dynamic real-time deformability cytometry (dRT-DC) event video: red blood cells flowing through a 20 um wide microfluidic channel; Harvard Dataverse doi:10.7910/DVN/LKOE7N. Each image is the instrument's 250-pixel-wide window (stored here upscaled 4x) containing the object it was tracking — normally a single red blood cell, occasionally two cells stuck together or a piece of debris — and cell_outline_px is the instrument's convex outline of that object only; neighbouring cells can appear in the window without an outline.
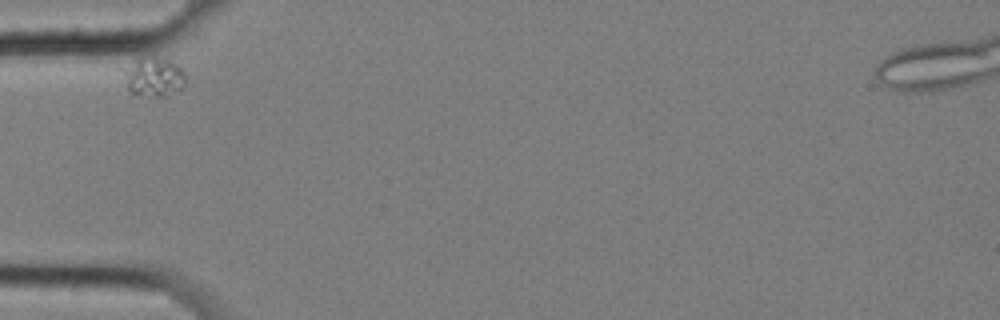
{"species": "common noctule bat (a hibernating species)", "species_latin": "Nyctalus noctula", "temperature_condition": "cold", "stored_images_in_passage": 2, "camera_frame_rate_fps": 3000, "um_per_image_px": 0.085, "animal": {"sex": "female", "body_mass_g": 25.1}, "frame": {"image": 1, "passage_image": 1, "time_ms": 0.0, "image_size_px": [1000, 320], "cell_outline_px": [[184, 84], [180, 88], [160, 96], [156, 96], [132, 92], [128, 88], [120, 68], [140, 60], [152, 56], [168, 60], [176, 64], [184, 72]], "centroid_in_image_um": [13.02, 6.5], "position_along_channel_um": 72.0, "area_um2": 13.47}}